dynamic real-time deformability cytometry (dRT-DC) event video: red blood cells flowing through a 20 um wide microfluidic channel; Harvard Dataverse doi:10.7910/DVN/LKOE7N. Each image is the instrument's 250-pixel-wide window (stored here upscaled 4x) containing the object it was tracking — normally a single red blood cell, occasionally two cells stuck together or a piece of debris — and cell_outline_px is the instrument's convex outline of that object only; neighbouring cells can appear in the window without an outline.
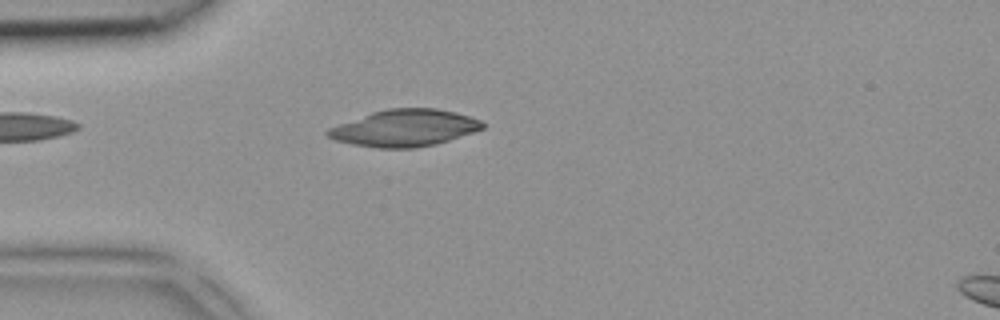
{"species": "common noctule bat (a hibernating species)", "species_latin": "Nyctalus noctula", "temperature_condition": "room temperature", "stored_images_in_passage": 3, "camera_frame_rate_fps": 3000, "um_per_image_px": 0.085, "animal": {"sex": "female", "body_mass_g": 18.4}, "frame": {"image": 1, "passage_image": 2, "time_ms": 0.333, "image_size_px": [1000, 320], "cell_outline_px": [[484, 128], [436, 144], [416, 148], [376, 148], [352, 144], [336, 140], [328, 136], [324, 132], [328, 128], [372, 112], [388, 108], [436, 108], [456, 112], [480, 120], [484, 124]], "centroid_in_image_um": [34.37, 10.88], "position_along_channel_um": 50.6, "area_um2": 33.0}}